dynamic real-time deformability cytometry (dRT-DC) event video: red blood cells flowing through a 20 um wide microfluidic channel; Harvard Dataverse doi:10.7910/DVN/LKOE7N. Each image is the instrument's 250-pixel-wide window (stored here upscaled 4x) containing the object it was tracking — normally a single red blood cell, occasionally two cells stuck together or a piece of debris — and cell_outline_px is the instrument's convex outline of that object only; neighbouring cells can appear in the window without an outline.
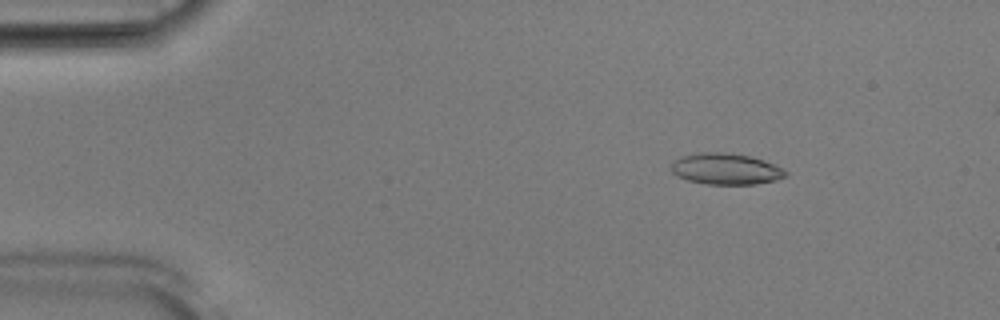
{"species": "Egyptian fruit bat (a non-hibernating species)", "species_latin": "Rousettus aegyptiacus", "temperature_condition": "room temperature", "stored_images_in_passage": 51, "camera_frame_rate_fps": 3000, "um_per_image_px": 0.085, "animal": {"sex": "male"}, "frame": {"image": 1, "passage_image": 7, "time_ms": 2.0, "image_size_px": [1000, 320], "cell_outline_px": [[788, 176], [776, 180], [756, 184], [708, 184], [688, 180], [676, 176], [672, 172], [672, 160], [680, 156], [696, 152], [724, 152], [748, 156], [764, 160], [776, 164], [788, 172]], "centroid_in_image_um": [61.7, 14.35], "position_along_channel_um": 23.3, "area_um2": 21.04}}
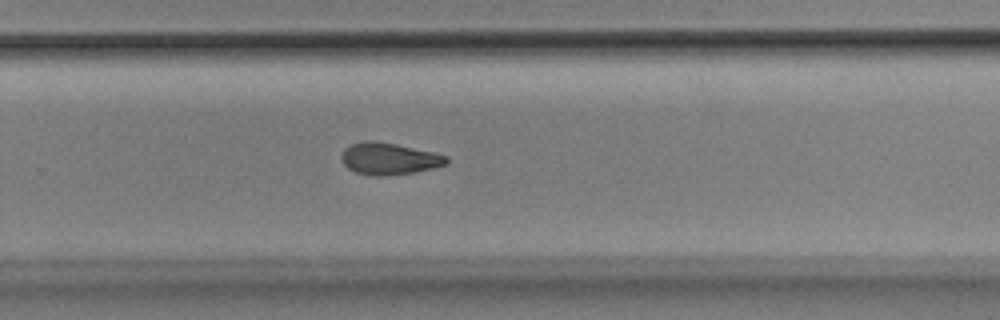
{"frame": {"image": 2, "passage_image": 34, "time_ms": 11.0, "image_size_px": [1000, 320], "cell_outline_px": [[448, 164], [416, 172], [384, 176], [376, 176], [356, 172], [348, 168], [340, 160], [340, 156], [344, 148], [352, 144], [368, 140], [376, 140], [396, 144], [432, 152], [448, 156]], "centroid_in_image_um": [33.05, 13.49], "position_along_channel_um": 296.7, "area_um2": 19.54}}
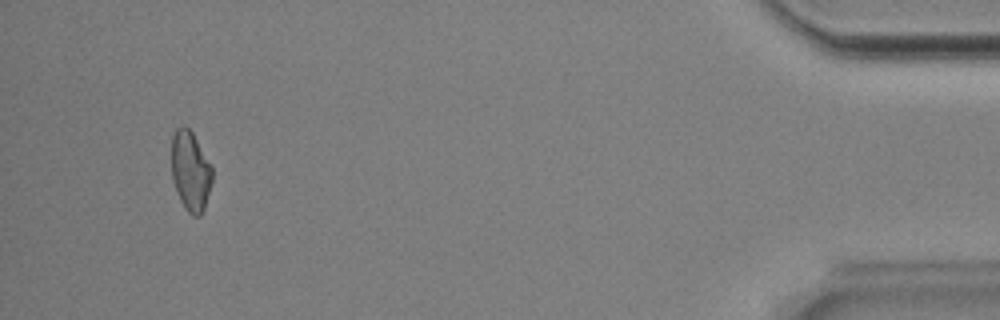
{"frame": {"image": 3, "passage_image": 49, "time_ms": 16.0, "image_size_px": [1000, 320], "cell_outline_px": [[212, 180], [204, 208], [200, 216], [192, 216], [184, 208], [180, 200], [172, 180], [172, 136], [176, 128], [180, 124], [184, 124], [192, 132], [212, 168]], "centroid_in_image_um": [16.17, 14.53], "position_along_channel_um": 419.0, "area_um2": 18.84}}